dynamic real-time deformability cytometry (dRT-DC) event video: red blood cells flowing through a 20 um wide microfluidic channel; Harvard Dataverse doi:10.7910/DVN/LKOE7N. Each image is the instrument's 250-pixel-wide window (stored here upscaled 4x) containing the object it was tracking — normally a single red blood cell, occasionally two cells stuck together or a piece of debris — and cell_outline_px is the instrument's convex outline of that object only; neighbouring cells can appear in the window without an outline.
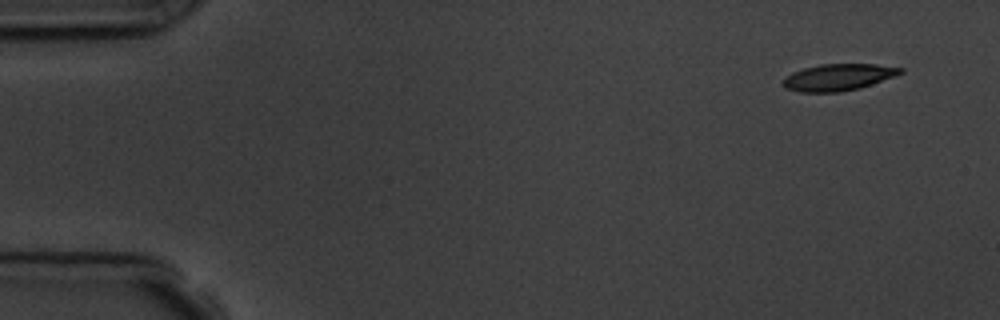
{"species": "common noctule bat (a hibernating species)", "species_latin": "Nyctalus noctula", "temperature_condition": "room temperature", "stored_images_in_passage": 14, "camera_frame_rate_fps": 3000, "um_per_image_px": 0.085, "animal": {"sex": "male", "body_mass_g": 19.5, "forearm_length_mm": 54.6}, "frame": {"image": 1, "passage_image": 1, "time_ms": 0.0, "image_size_px": [1000, 320], "cell_outline_px": [[904, 72], [872, 84], [860, 88], [840, 92], [800, 92], [784, 88], [780, 84], [784, 76], [792, 72], [804, 68], [820, 64], [876, 64], [904, 68]], "centroid_in_image_um": [71.2, 6.57], "position_along_channel_um": 13.8, "area_um2": 18.44}}
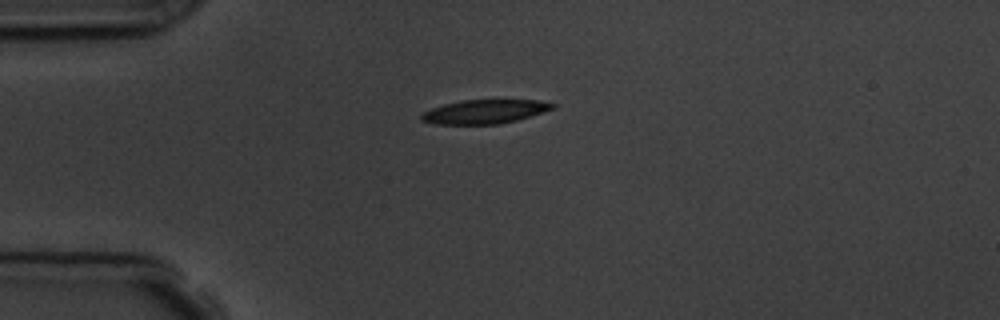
{"frame": {"image": 2, "passage_image": 3, "time_ms": 3.333, "image_size_px": [1000, 320], "cell_outline_px": [[556, 108], [516, 120], [500, 124], [432, 124], [420, 120], [420, 116], [424, 112], [432, 108], [444, 104], [460, 100], [536, 100], [556, 104]], "centroid_in_image_um": [41.18, 9.49], "position_along_channel_um": 43.8, "area_um2": 18.26}}